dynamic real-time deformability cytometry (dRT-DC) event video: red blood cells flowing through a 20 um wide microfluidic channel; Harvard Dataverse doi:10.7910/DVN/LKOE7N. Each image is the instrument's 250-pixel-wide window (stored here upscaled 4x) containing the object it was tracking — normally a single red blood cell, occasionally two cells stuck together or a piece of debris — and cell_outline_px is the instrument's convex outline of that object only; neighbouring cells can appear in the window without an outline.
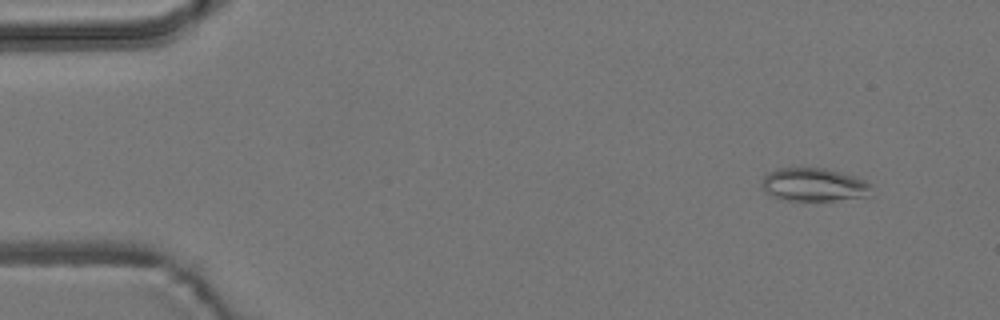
{"species": "common noctule bat (a hibernating species)", "species_latin": "Nyctalus noctula", "temperature_condition": "room temperature", "stored_images_in_passage": 5, "camera_frame_rate_fps": 3000, "um_per_image_px": 0.085, "animal": {"sex": "male", "body_mass_g": 19.2, "forearm_length_mm": 51.8}, "frame": {"image": 1, "passage_image": 2, "time_ms": 1.0, "image_size_px": [1000, 320], "cell_outline_px": [[872, 196], [832, 200], [788, 200], [772, 196], [764, 192], [760, 188], [760, 184], [764, 176], [768, 172], [776, 168], [824, 168], [856, 176], [872, 184]], "centroid_in_image_um": [69.18, 15.69], "position_along_channel_um": 15.8, "area_um2": 21.5}}